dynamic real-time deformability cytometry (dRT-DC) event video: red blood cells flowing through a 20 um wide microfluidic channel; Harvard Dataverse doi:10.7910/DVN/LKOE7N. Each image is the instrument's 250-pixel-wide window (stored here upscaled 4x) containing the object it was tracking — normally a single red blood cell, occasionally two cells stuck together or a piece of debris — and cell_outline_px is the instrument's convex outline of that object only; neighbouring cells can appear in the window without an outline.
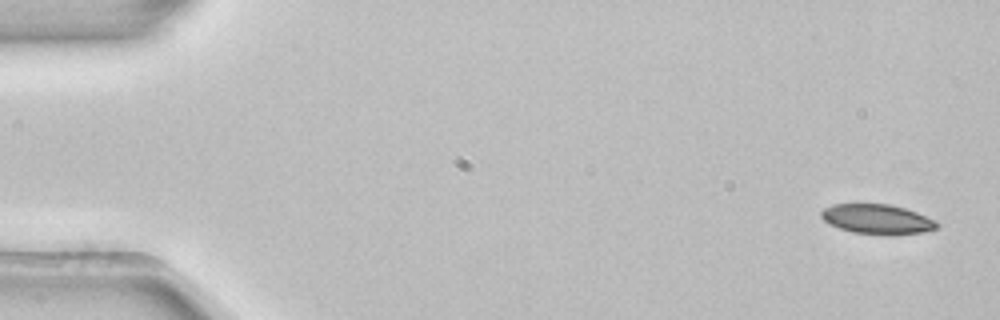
{"species": "common noctule bat (a hibernating species)", "species_latin": "Nyctalus noctula", "temperature_condition": "room temperature", "stored_images_in_passage": 3, "camera_frame_rate_fps": 3000, "um_per_image_px": 0.085, "animal": {"sex": "female", "body_mass_g": 22.7, "forearm_length_mm": 54.2}, "frame": {"image": 1, "passage_image": 1, "time_ms": 0.0, "image_size_px": [1000, 320], "cell_outline_px": [[940, 224], [936, 228], [924, 232], [888, 236], [852, 232], [828, 224], [820, 216], [820, 212], [824, 208], [832, 204], [892, 204], [916, 212], [936, 220]], "centroid_in_image_um": [74.57, 18.64], "position_along_channel_um": 10.4, "area_um2": 20.35}}
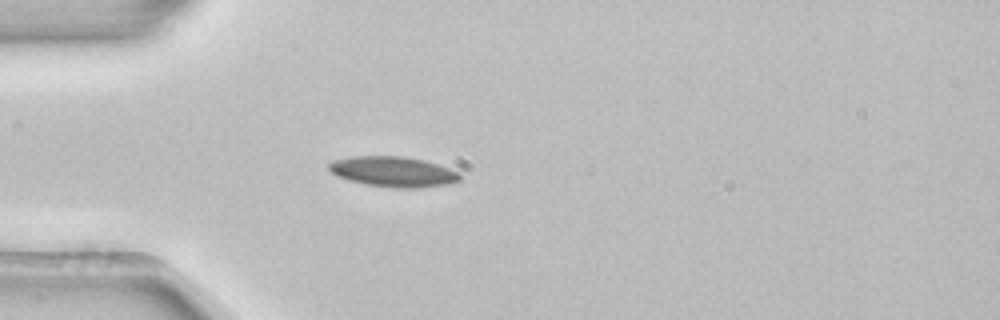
{"frame": {"image": 2, "passage_image": 3, "time_ms": 0.667, "image_size_px": [1000, 320], "cell_outline_px": [[460, 180], [448, 184], [416, 188], [396, 188], [364, 184], [348, 180], [336, 176], [328, 168], [328, 164], [332, 160], [352, 156], [404, 156], [424, 160], [460, 172]], "centroid_in_image_um": [33.39, 14.59], "position_along_channel_um": 51.6, "area_um2": 23.24}}